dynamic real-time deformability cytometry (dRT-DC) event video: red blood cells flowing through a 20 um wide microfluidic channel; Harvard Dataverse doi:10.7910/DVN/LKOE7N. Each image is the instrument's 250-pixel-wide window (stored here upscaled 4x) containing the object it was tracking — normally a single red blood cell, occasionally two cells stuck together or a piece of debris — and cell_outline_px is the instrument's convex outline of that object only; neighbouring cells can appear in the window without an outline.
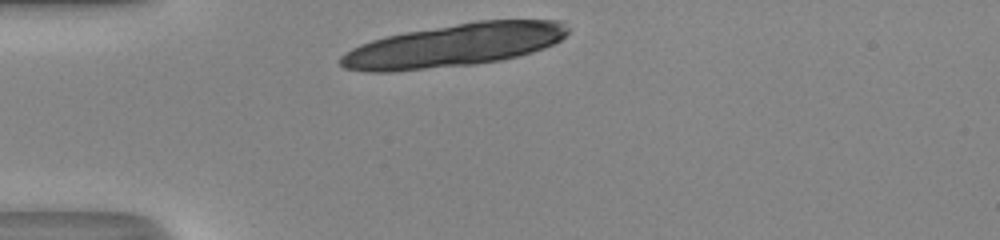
{"species": "human", "species_latin": "Homo sapiens", "temperature_condition": "room temperature", "stored_images_in_passage": 25, "camera_frame_rate_fps": 3000, "um_per_image_px": 0.085, "donor": {"sex": "male"}, "frame": {"image": 1, "passage_image": 1, "time_ms": 0.0, "image_size_px": [1000, 240], "cell_outline_px": [[572, 28], [560, 40], [544, 48], [532, 52], [500, 60], [472, 64], [392, 72], [368, 72], [344, 68], [340, 64], [340, 56], [344, 52], [360, 44], [372, 40], [404, 32], [476, 20], [564, 20]], "centroid_in_image_um": [38.61, 3.84], "position_along_channel_um": 46.4, "area_um2": 56.99}}
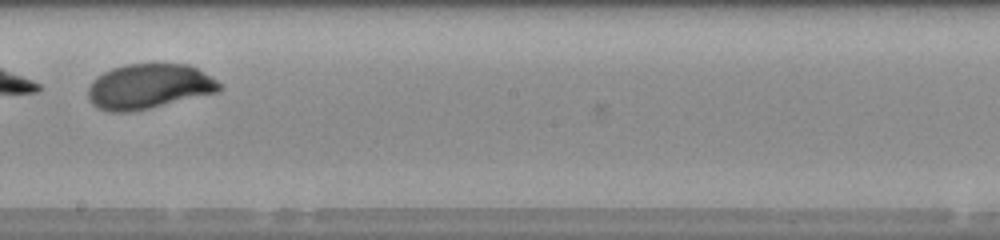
{"frame": {"image": 2, "passage_image": 17, "time_ms": 5.333, "image_size_px": [1000, 240], "cell_outline_px": [[224, 88], [216, 92], [148, 108], [128, 112], [108, 112], [96, 108], [88, 100], [88, 88], [92, 80], [104, 72], [112, 68], [124, 64], [188, 64], [196, 68], [224, 84]], "centroid_in_image_um": [12.63, 7.34], "position_along_channel_um": 235.6, "area_um2": 34.39}}
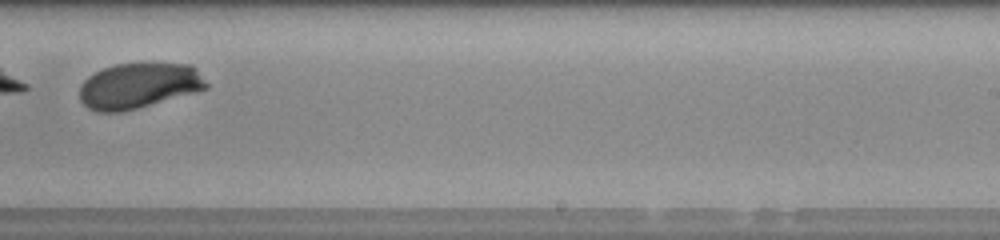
{"frame": {"image": 3, "passage_image": 20, "time_ms": 6.333, "image_size_px": [1000, 240], "cell_outline_px": [[208, 88], [196, 92], [136, 108], [120, 112], [96, 112], [88, 108], [80, 100], [80, 84], [88, 76], [104, 68], [116, 64], [192, 64], [208, 84]], "centroid_in_image_um": [11.77, 7.29], "position_along_channel_um": 277.2, "area_um2": 33.29}}